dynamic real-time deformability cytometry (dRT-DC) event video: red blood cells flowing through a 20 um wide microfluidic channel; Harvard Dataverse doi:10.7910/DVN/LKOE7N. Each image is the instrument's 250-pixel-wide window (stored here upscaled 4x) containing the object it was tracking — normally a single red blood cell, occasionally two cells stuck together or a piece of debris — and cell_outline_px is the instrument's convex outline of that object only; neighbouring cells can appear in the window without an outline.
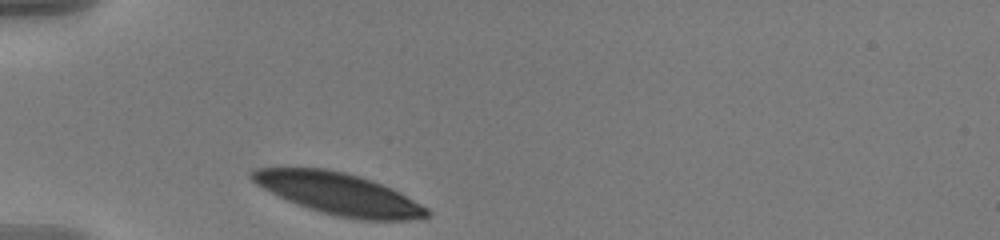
{"species": "human", "species_latin": "Homo sapiens", "temperature_condition": "warm", "stored_images_in_passage": 32, "camera_frame_rate_fps": 3000, "um_per_image_px": 0.085, "donor": {"sex": "male"}, "frame": {"image": 1, "passage_image": 1, "time_ms": 0.0, "image_size_px": [1000, 240], "cell_outline_px": [[432, 212], [428, 216], [412, 220], [364, 220], [336, 216], [288, 200], [256, 184], [248, 176], [248, 172], [256, 168], [324, 168], [344, 172], [360, 176], [372, 180], [392, 188], [428, 208]], "centroid_in_image_um": [28.83, 16.46], "position_along_channel_um": 56.2, "area_um2": 42.08}}
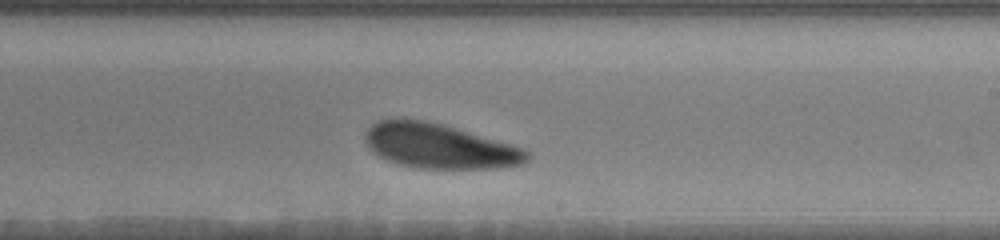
{"frame": {"image": 2, "passage_image": 19, "time_ms": 6.0, "image_size_px": [1000, 240], "cell_outline_px": [[532, 156], [524, 164], [496, 168], [412, 168], [396, 164], [372, 152], [368, 148], [364, 140], [364, 132], [376, 120], [424, 120], [440, 124], [512, 144], [524, 148], [532, 152]], "centroid_in_image_um": [37.36, 12.44], "position_along_channel_um": 251.6, "area_um2": 42.19}}
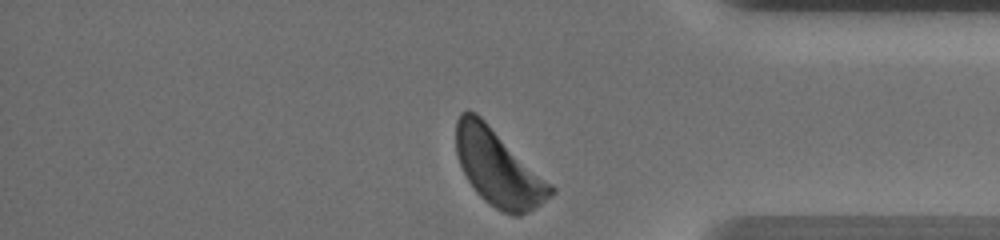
{"frame": {"image": 3, "passage_image": 32, "time_ms": 10.333, "image_size_px": [1000, 240], "cell_outline_px": [[556, 192], [540, 204], [528, 212], [520, 216], [512, 216], [488, 204], [476, 192], [468, 180], [460, 164], [456, 152], [456, 120], [460, 112], [468, 108], [476, 112], [552, 184], [556, 188]], "centroid_in_image_um": [42.34, 14.26], "position_along_channel_um": 392.9, "area_um2": 41.91}, "authors_computed_cell_mechanics": {"area_um2": 43.6679, "velocity_mm_per_s": 3.5217, "shape_relaxation_time_tau1_ms": 1.6946, "shape_relaxation_time_tau2_ms": null, "deformation_change_tau1": 0.0818, "deformation_change_tau2": null}}